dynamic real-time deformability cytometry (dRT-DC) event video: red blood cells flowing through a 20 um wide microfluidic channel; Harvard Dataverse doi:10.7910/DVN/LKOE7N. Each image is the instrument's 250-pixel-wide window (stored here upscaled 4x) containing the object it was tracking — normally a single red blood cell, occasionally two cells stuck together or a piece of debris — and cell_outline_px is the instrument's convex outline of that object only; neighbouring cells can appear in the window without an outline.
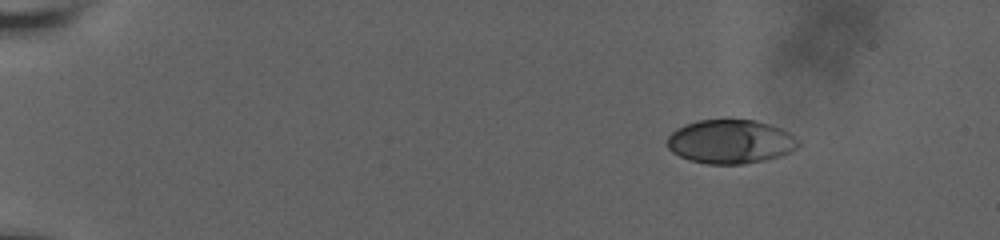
{"species": "human", "species_latin": "Homo sapiens", "temperature_condition": "room temperature", "stored_images_in_passage": 8, "camera_frame_rate_fps": 3000, "um_per_image_px": 0.085, "donor": {"sex": "male"}, "frame": {"image": 1, "passage_image": 1, "time_ms": 0.0, "image_size_px": [1000, 240], "cell_outline_px": [[800, 144], [796, 148], [780, 156], [764, 160], [744, 164], [708, 164], [688, 160], [672, 152], [668, 148], [668, 136], [676, 128], [684, 124], [696, 120], [756, 120], [772, 124], [788, 132], [800, 140]], "centroid_in_image_um": [62.09, 12.03], "position_along_channel_um": 22.9, "area_um2": 33.7}}
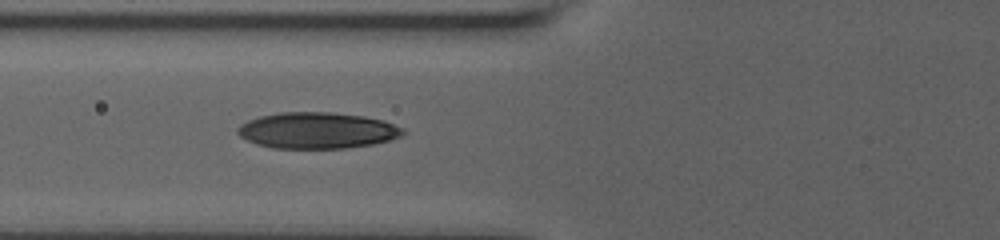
{"frame": {"image": 2, "passage_image": 7, "time_ms": 5.667, "image_size_px": [1000, 240], "cell_outline_px": [[404, 132], [400, 136], [388, 140], [372, 144], [348, 148], [272, 148], [256, 144], [240, 136], [236, 132], [236, 128], [240, 124], [248, 120], [260, 116], [280, 112], [332, 112], [364, 116], [384, 120], [404, 128]], "centroid_in_image_um": [26.94, 11.08], "position_along_channel_um": 98.9, "area_um2": 34.97}}
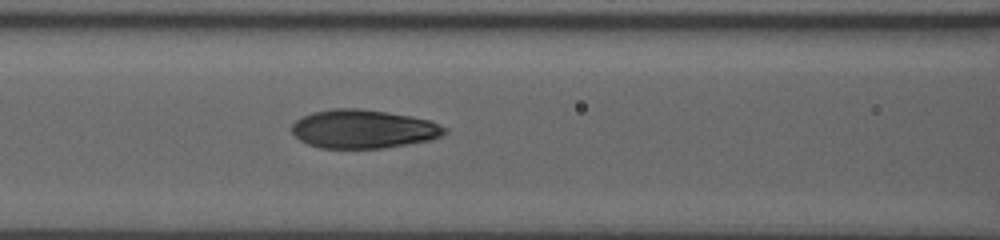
{"frame": {"image": 3, "passage_image": 8, "time_ms": 6.667, "image_size_px": [1000, 240], "cell_outline_px": [[448, 132], [440, 136], [428, 140], [408, 144], [384, 148], [320, 148], [308, 144], [300, 140], [292, 132], [292, 124], [296, 120], [312, 112], [332, 108], [360, 108], [388, 112], [412, 116], [428, 120], [448, 128]], "centroid_in_image_um": [30.88, 10.96], "position_along_channel_um": 135.7, "area_um2": 34.45}}